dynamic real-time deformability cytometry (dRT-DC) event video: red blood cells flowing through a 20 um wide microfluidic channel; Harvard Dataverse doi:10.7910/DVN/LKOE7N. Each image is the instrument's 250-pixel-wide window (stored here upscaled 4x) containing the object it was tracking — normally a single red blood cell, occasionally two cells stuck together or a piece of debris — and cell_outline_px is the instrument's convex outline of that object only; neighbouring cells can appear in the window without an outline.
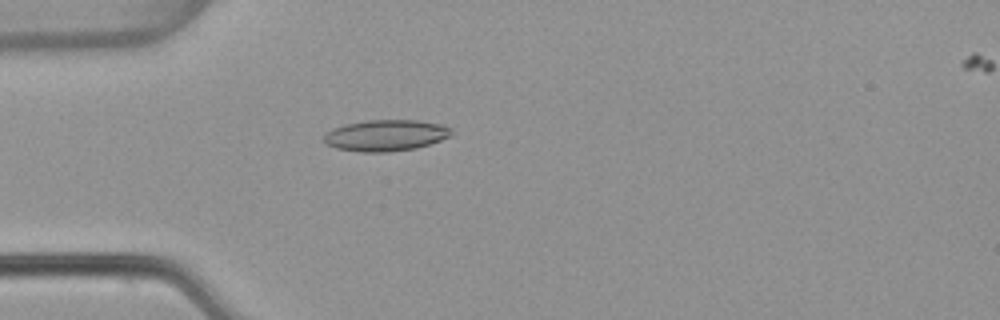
{"species": "common noctule bat (a hibernating species)", "species_latin": "Nyctalus noctula", "temperature_condition": "warm", "stored_images_in_passage": 53, "camera_frame_rate_fps": 3000, "um_per_image_px": 0.085, "animal": {"sex": "female", "body_mass_g": 22.7, "forearm_length_mm": 54.2}, "frame": {"image": 1, "passage_image": 15, "time_ms": 4.667, "image_size_px": [1000, 320], "cell_outline_px": [[452, 132], [448, 136], [440, 140], [416, 148], [388, 152], [360, 152], [336, 148], [324, 144], [324, 132], [332, 128], [344, 124], [368, 120], [416, 120], [440, 124], [452, 128]], "centroid_in_image_um": [32.72, 11.51], "position_along_channel_um": 52.3, "area_um2": 23.29}}
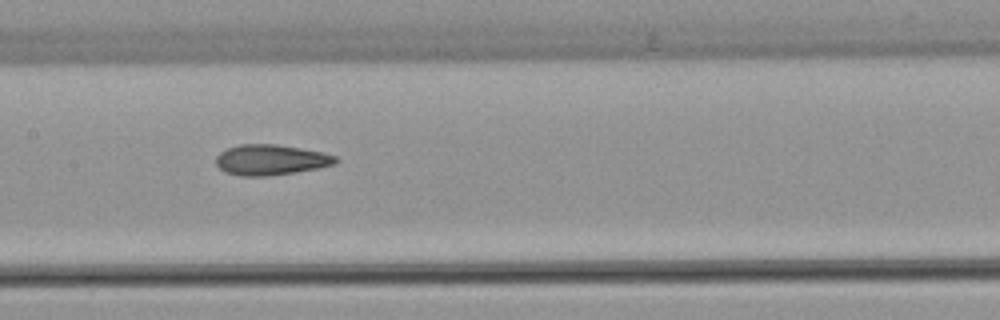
{"frame": {"image": 2, "passage_image": 26, "time_ms": 8.333, "image_size_px": [1000, 320], "cell_outline_px": [[340, 160], [336, 164], [296, 172], [268, 176], [240, 176], [224, 172], [216, 164], [216, 156], [220, 152], [228, 148], [240, 144], [276, 144], [324, 152], [336, 156]], "centroid_in_image_um": [23.03, 13.59], "position_along_channel_um": 184.4, "area_um2": 21.39}}
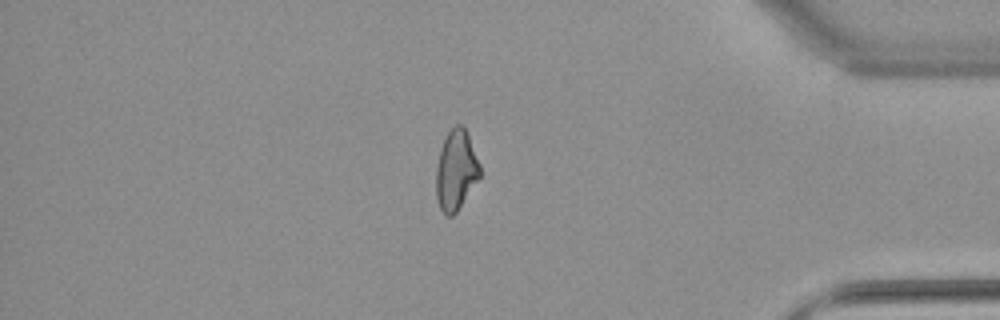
{"frame": {"image": 3, "passage_image": 45, "time_ms": 14.667, "image_size_px": [1000, 320], "cell_outline_px": [[480, 176], [456, 212], [452, 216], [444, 216], [440, 208], [436, 196], [436, 168], [440, 148], [448, 132], [456, 124], [464, 124], [480, 164]], "centroid_in_image_um": [38.75, 14.45], "position_along_channel_um": 396.5, "area_um2": 20.4}, "authors_computed_cell_mechanics": {"area_um2": 21.5016, "velocity_mm_per_s": 3.8484, "shape_relaxation_time_tau1_ms": null, "shape_relaxation_time_tau2_ms": 3.1056, "deformation_change_tau1": null, "deformation_change_tau2": 0.1098}}